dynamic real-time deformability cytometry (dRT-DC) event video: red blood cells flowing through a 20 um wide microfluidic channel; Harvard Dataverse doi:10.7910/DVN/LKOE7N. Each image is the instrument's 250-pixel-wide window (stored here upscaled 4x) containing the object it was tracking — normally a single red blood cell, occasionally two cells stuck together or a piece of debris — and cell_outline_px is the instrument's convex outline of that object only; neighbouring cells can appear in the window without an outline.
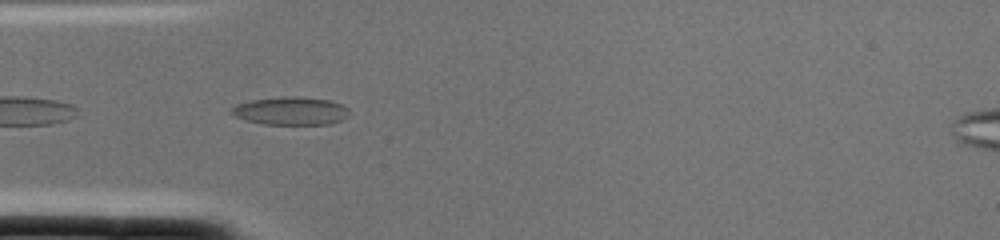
{"species": "common noctule bat (a hibernating species)", "species_latin": "Nyctalus noctula", "temperature_condition": "cold", "stored_images_in_passage": 2, "camera_frame_rate_fps": 3000, "um_per_image_px": 0.085, "animal": {"sex": "female", "body_mass_g": 22.0, "forearm_length_mm": 56.7}, "frame": {"image": 1, "passage_image": 2, "time_ms": 0.333, "image_size_px": [1000, 240], "cell_outline_px": [[336, 104], [332, 120], [320, 124], [272, 124], [252, 120], [236, 108], [244, 104], [260, 100], [324, 100]], "centroid_in_image_um": [24.61, 9.48], "position_along_channel_um": 60.4, "area_um2": 14.62}}